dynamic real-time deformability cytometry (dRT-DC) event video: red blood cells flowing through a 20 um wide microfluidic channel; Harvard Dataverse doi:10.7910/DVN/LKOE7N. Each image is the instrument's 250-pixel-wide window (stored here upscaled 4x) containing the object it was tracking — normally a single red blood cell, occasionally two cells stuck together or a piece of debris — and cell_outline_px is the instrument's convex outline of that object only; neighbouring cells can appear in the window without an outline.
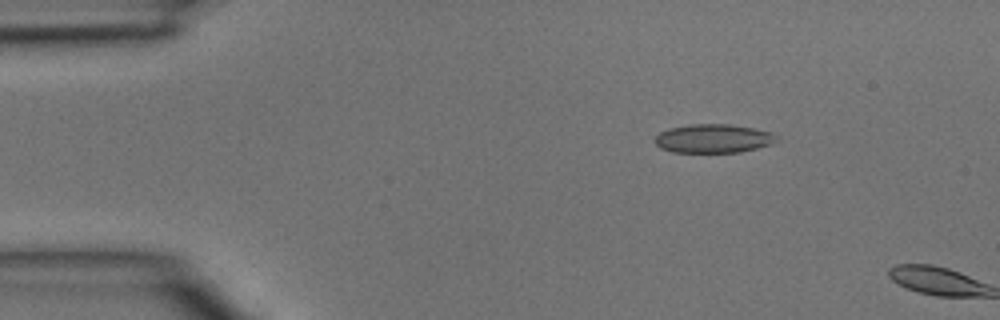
{"species": "common noctule bat (a hibernating species)", "species_latin": "Nyctalus noctula", "temperature_condition": "room temperature", "stored_images_in_passage": 3, "camera_frame_rate_fps": 3000, "um_per_image_px": 0.085, "animal": {"sex": "male", "body_mass_g": 15.6}, "frame": {"image": 1, "passage_image": 2, "time_ms": 0.333, "image_size_px": [1000, 320], "cell_outline_px": [[780, 140], [756, 148], [740, 152], [672, 152], [660, 148], [656, 144], [656, 136], [660, 132], [668, 128], [692, 124], [728, 124], [752, 128], [772, 132]], "centroid_in_image_um": [60.62, 11.77], "position_along_channel_um": 24.4, "area_um2": 20.23}}